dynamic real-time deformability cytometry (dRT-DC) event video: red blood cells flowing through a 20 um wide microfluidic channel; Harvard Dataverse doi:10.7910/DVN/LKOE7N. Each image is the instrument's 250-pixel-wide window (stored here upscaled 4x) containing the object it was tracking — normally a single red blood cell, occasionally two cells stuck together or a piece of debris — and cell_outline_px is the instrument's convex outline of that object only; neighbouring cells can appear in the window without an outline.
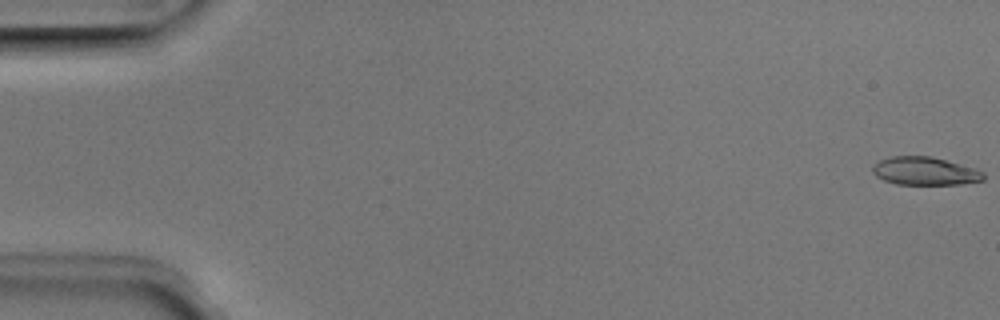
{"species": "Egyptian fruit bat (a non-hibernating species)", "species_latin": "Rousettus aegyptiacus", "temperature_condition": "room temperature", "stored_images_in_passage": 5, "camera_frame_rate_fps": 3000, "um_per_image_px": 0.085, "animal": {"sex": "male"}, "frame": {"image": 1, "passage_image": 1, "time_ms": 0.0, "image_size_px": [1000, 320], "cell_outline_px": [[984, 180], [960, 184], [896, 184], [884, 180], [876, 176], [872, 172], [872, 168], [880, 160], [892, 156], [932, 156], [976, 168], [984, 172]], "centroid_in_image_um": [78.64, 14.54], "position_along_channel_um": 6.4, "area_um2": 18.15}}
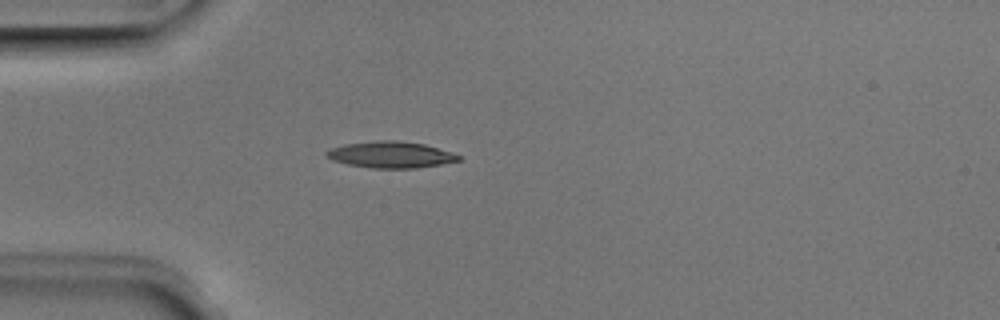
{"frame": {"image": 2, "passage_image": 5, "time_ms": 1.333, "image_size_px": [1000, 320], "cell_outline_px": [[460, 160], [440, 164], [416, 168], [372, 168], [348, 164], [332, 160], [324, 156], [324, 152], [332, 148], [344, 144], [376, 140], [396, 140], [424, 144], [452, 152], [460, 156]], "centroid_in_image_um": [33.17, 13.14], "position_along_channel_um": 51.8, "area_um2": 20.29}}